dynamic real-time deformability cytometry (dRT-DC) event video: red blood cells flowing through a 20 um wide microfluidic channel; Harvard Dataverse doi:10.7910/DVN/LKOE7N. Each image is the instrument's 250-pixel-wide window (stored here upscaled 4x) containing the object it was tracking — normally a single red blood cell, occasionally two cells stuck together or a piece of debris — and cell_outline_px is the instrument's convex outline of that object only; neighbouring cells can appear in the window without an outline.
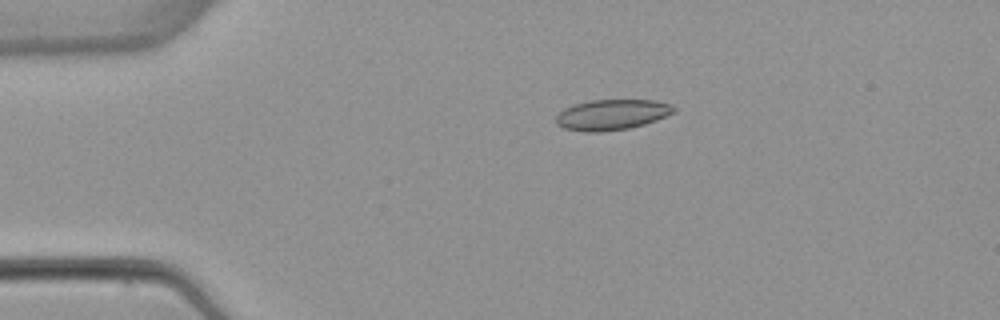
{"species": "common noctule bat (a hibernating species)", "species_latin": "Nyctalus noctula", "temperature_condition": "warm", "stored_images_in_passage": 5, "camera_frame_rate_fps": 3000, "um_per_image_px": 0.085, "animal": {"sex": "female", "body_mass_g": 22.7, "forearm_length_mm": 54.2}, "frame": {"image": 1, "passage_image": 3, "time_ms": 2.667, "image_size_px": [1000, 320], "cell_outline_px": [[676, 112], [656, 120], [644, 124], [628, 128], [600, 132], [584, 132], [564, 128], [556, 124], [556, 116], [564, 108], [572, 104], [592, 100], [656, 100], [672, 104], [676, 108]], "centroid_in_image_um": [52.02, 9.74], "position_along_channel_um": 33.0, "area_um2": 21.1}}
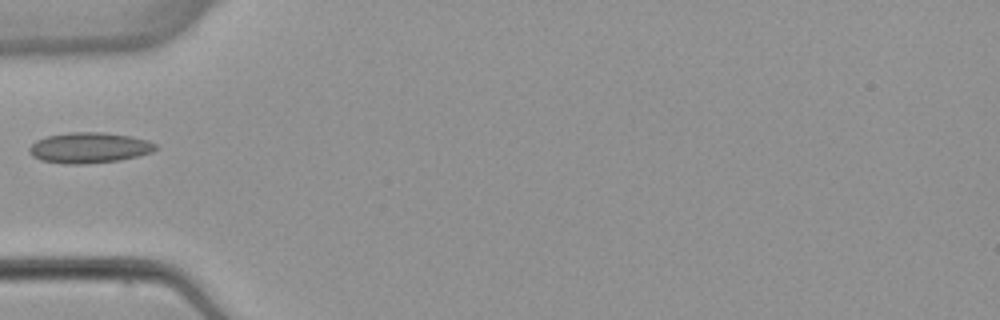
{"frame": {"image": 2, "passage_image": 5, "time_ms": 5.0, "image_size_px": [1000, 320], "cell_outline_px": [[160, 148], [152, 152], [120, 160], [84, 164], [64, 164], [40, 160], [32, 156], [28, 152], [28, 148], [36, 140], [48, 136], [68, 132], [104, 132], [132, 136], [148, 140], [156, 144]], "centroid_in_image_um": [7.59, 12.56], "position_along_channel_um": 77.4, "area_um2": 22.77}}